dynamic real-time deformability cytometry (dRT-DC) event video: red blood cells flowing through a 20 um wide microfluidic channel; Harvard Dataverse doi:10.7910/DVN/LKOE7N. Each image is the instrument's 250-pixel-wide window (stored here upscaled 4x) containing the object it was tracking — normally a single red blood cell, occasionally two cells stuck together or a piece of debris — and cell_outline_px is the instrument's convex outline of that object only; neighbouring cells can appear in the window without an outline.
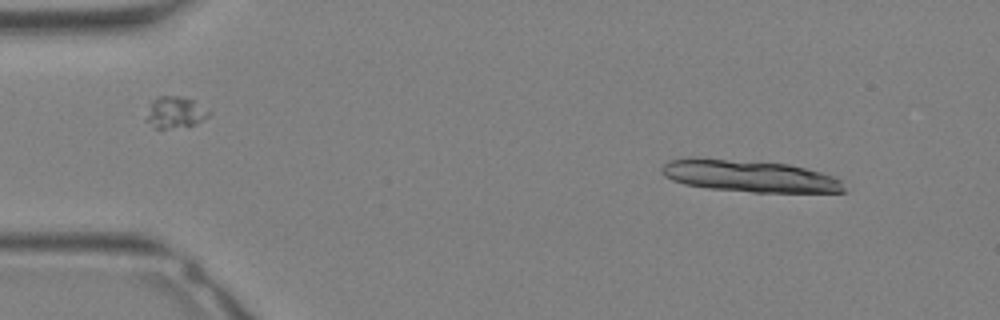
{"species": "Egyptian fruit bat (a non-hibernating species)", "species_latin": "Rousettus aegyptiacus", "temperature_condition": "warm", "stored_images_in_passage": 32, "segment_of_instrument_passage": [1, 2], "camera_frame_rate_fps": 3000, "um_per_image_px": 0.085, "animal": {"sex": "female"}, "frame": {"image": 1, "passage_image": 3, "time_ms": 0.667, "image_size_px": [1000, 320], "cell_outline_px": [[844, 192], [752, 192], [708, 188], [684, 184], [672, 180], [664, 176], [660, 172], [660, 168], [668, 160], [688, 156], [696, 156], [788, 164], [820, 172], [832, 176], [840, 180], [844, 188]], "centroid_in_image_um": [63.58, 14.94], "position_along_channel_um": 21.4, "area_um2": 34.16}}